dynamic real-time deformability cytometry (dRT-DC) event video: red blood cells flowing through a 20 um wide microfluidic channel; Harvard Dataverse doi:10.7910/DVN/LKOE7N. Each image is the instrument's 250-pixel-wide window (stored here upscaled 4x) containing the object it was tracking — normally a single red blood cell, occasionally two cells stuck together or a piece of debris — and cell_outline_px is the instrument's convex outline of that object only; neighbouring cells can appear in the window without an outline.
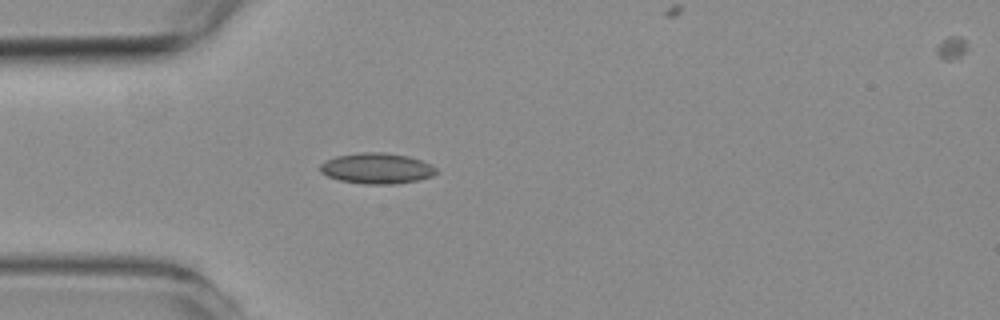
{"species": "common noctule bat (a hibernating species)", "species_latin": "Nyctalus noctula", "temperature_condition": "room temperature", "stored_images_in_passage": 4, "camera_frame_rate_fps": 3000, "um_per_image_px": 0.085, "animal": {"sex": "female", "body_mass_g": 19.3, "forearm_length_mm": 54.1}, "frame": {"image": 1, "passage_image": 3, "time_ms": 2.333, "image_size_px": [1000, 320], "cell_outline_px": [[436, 172], [432, 176], [416, 180], [396, 184], [364, 184], [340, 180], [328, 176], [320, 172], [320, 164], [324, 160], [336, 156], [360, 152], [384, 152], [408, 156], [432, 164], [436, 168]], "centroid_in_image_um": [32.0, 14.3], "position_along_channel_um": 53.0, "area_um2": 20.81}}